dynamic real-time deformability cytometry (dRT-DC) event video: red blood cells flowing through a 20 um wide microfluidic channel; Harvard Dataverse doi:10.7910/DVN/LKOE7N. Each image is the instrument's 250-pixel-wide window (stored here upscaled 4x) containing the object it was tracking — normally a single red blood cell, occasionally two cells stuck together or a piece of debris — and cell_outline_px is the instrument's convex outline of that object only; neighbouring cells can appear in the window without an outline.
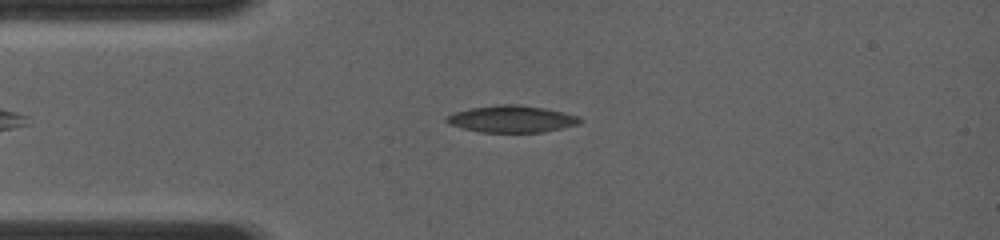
{"species": "common noctule bat (a hibernating species)", "species_latin": "Nyctalus noctula", "temperature_condition": "room temperature", "stored_images_in_passage": 27, "camera_frame_rate_fps": 4000, "um_per_image_px": 0.085, "animal": {"sex": "female", "body_mass_g": 19.0, "forearm_length_mm": 56.7}, "frame": {"image": 1, "passage_image": 6, "time_ms": 2.0, "image_size_px": [1000, 240], "cell_outline_px": [[584, 120], [576, 124], [564, 128], [540, 132], [480, 132], [448, 124], [444, 120], [444, 116], [456, 112], [472, 108], [500, 104], [520, 104], [544, 108], [564, 112], [580, 116]], "centroid_in_image_um": [43.5, 10.11], "position_along_channel_um": 41.5, "area_um2": 20.92}}
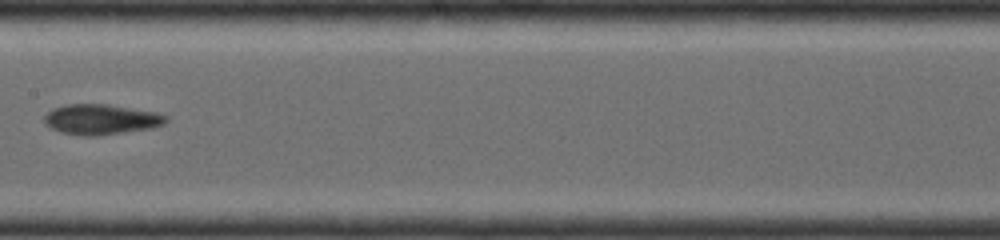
{"frame": {"image": 2, "passage_image": 15, "time_ms": 6.0, "image_size_px": [1000, 240], "cell_outline_px": [[168, 120], [164, 124], [152, 128], [96, 136], [84, 136], [60, 132], [44, 124], [44, 116], [52, 108], [68, 104], [108, 104], [156, 112], [168, 116]], "centroid_in_image_um": [8.59, 10.15], "position_along_channel_um": 198.8, "area_um2": 21.56}}
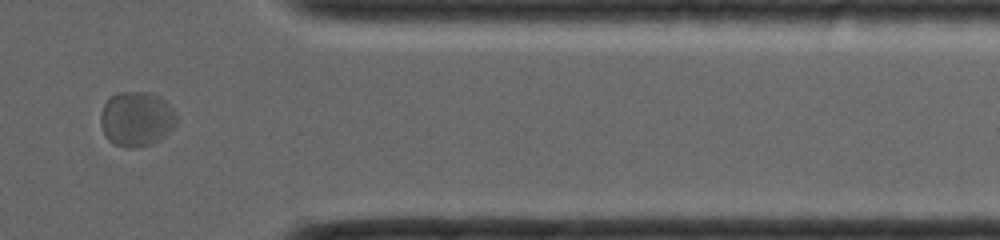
{"frame": {"image": 3, "passage_image": 24, "time_ms": 10.75, "image_size_px": [1000, 240], "cell_outline_px": [[180, 116], [176, 124], [160, 140], [152, 144], [136, 148], [124, 148], [108, 140], [100, 124], [100, 112], [104, 104], [112, 96], [120, 92], [148, 92], [160, 96]], "centroid_in_image_um": [11.63, 10.12], "position_along_channel_um": 399.8, "area_um2": 24.51}}